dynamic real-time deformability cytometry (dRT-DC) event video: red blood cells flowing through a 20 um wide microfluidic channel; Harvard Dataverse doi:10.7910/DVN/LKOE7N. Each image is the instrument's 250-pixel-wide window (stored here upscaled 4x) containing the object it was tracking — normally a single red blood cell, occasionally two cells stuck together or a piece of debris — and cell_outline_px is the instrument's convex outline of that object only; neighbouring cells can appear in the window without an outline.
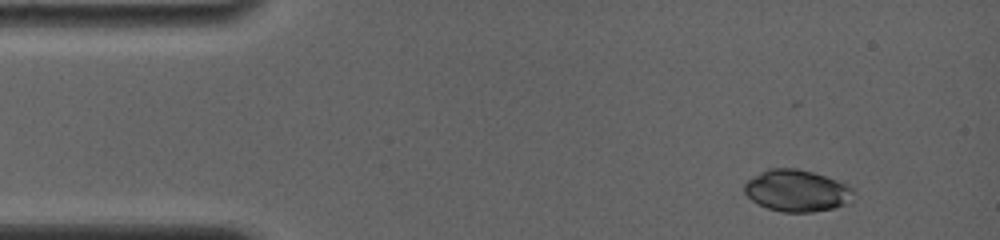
{"species": "common noctule bat (a hibernating species)", "species_latin": "Nyctalus noctula", "temperature_condition": "room temperature", "stored_images_in_passage": 13, "camera_frame_rate_fps": 4000, "um_per_image_px": 0.085, "animal": {"sex": "female", "body_mass_g": 19.0, "forearm_length_mm": 56.7}, "frame": {"image": 1, "passage_image": 1, "time_ms": 0.0, "image_size_px": [1000, 240], "cell_outline_px": [[856, 188], [852, 200], [848, 204], [832, 208], [812, 212], [784, 212], [768, 208], [752, 200], [744, 192], [744, 184], [752, 176], [768, 168], [796, 168], [844, 180]], "centroid_in_image_um": [67.82, 16.19], "position_along_channel_um": 17.2, "area_um2": 27.11}}
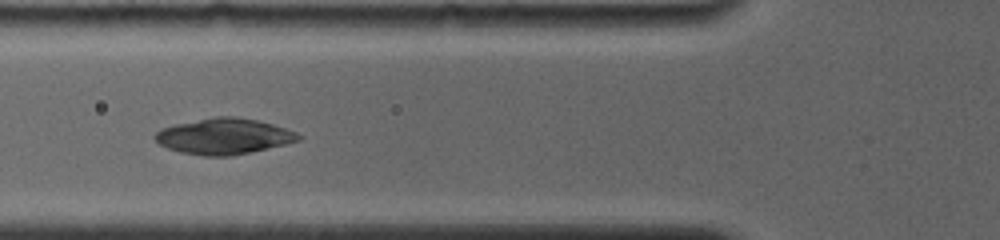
{"frame": {"image": 2, "passage_image": 10, "time_ms": 4.5, "image_size_px": [1000, 240], "cell_outline_px": [[300, 140], [284, 144], [232, 156], [204, 156], [180, 152], [168, 148], [160, 144], [152, 136], [160, 128], [176, 124], [216, 116], [236, 116], [256, 120], [272, 124], [296, 132], [300, 136]], "centroid_in_image_um": [18.99, 11.58], "position_along_channel_um": 106.8, "area_um2": 29.71}}
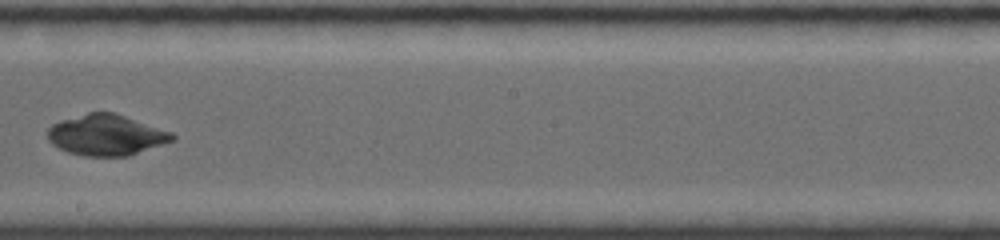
{"frame": {"image": 3, "passage_image": 13, "time_ms": 8.0, "image_size_px": [1000, 240], "cell_outline_px": [[176, 136], [172, 140], [128, 156], [84, 156], [68, 152], [52, 144], [48, 140], [48, 128], [52, 124], [60, 120], [88, 112], [112, 112], [172, 132]], "centroid_in_image_um": [8.98, 11.47], "position_along_channel_um": 239.2, "area_um2": 29.3}}